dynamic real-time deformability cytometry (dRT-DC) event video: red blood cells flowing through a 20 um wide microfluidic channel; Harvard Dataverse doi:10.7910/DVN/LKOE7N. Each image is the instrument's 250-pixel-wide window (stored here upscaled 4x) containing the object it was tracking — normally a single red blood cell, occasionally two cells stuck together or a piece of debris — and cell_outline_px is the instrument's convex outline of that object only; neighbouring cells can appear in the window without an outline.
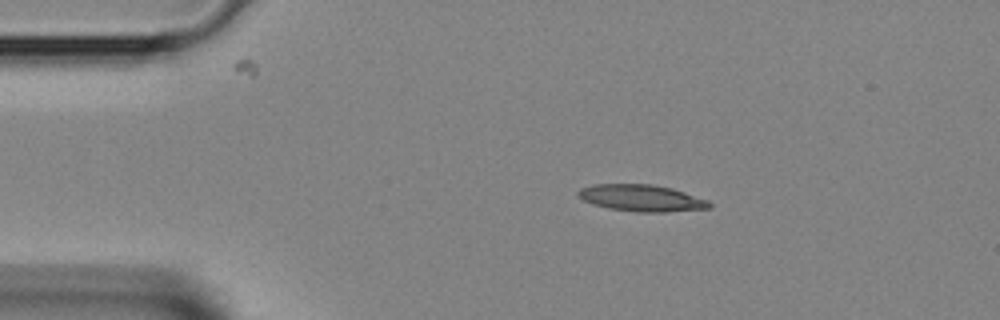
{"species": "Egyptian fruit bat (a non-hibernating species)", "species_latin": "Rousettus aegyptiacus", "temperature_condition": "room temperature", "stored_images_in_passage": 2, "camera_frame_rate_fps": 3000, "um_per_image_px": 0.085, "animal": {"sex": "female"}, "frame": {"image": 1, "passage_image": 1, "time_ms": 0.0, "image_size_px": [1000, 320], "cell_outline_px": [[712, 208], [668, 212], [636, 212], [608, 208], [592, 204], [576, 196], [576, 192], [580, 188], [592, 184], [652, 184], [672, 188], [708, 200], [712, 204]], "centroid_in_image_um": [54.51, 16.83], "position_along_channel_um": 30.5, "area_um2": 20.63}}